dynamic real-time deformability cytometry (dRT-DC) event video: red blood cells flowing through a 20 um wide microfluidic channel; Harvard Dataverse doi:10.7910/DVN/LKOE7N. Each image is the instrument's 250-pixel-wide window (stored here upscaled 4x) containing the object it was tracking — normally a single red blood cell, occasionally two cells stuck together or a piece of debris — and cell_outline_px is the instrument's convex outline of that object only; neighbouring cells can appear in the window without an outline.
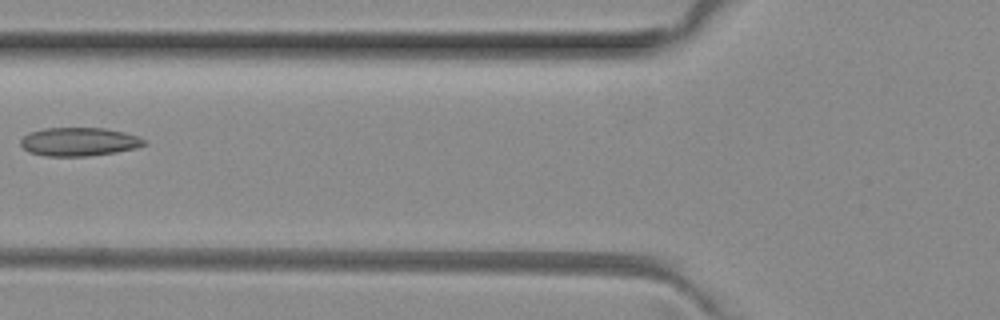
{"species": "common noctule bat (a hibernating species)", "species_latin": "Nyctalus noctula", "temperature_condition": "room temperature", "stored_images_in_passage": 3, "camera_frame_rate_fps": 3000, "um_per_image_px": 0.085, "animal": {"sex": "female", "body_mass_g": 29.2, "forearm_length_mm": 56.3}, "frame": {"image": 1, "passage_image": 3, "time_ms": 0.667, "image_size_px": [1000, 320], "cell_outline_px": [[144, 144], [136, 148], [116, 152], [88, 156], [44, 156], [28, 152], [20, 144], [20, 140], [28, 132], [44, 128], [104, 128], [124, 132], [140, 136], [144, 140]], "centroid_in_image_um": [6.69, 12.05], "position_along_channel_um": 119.1, "area_um2": 20.58}}